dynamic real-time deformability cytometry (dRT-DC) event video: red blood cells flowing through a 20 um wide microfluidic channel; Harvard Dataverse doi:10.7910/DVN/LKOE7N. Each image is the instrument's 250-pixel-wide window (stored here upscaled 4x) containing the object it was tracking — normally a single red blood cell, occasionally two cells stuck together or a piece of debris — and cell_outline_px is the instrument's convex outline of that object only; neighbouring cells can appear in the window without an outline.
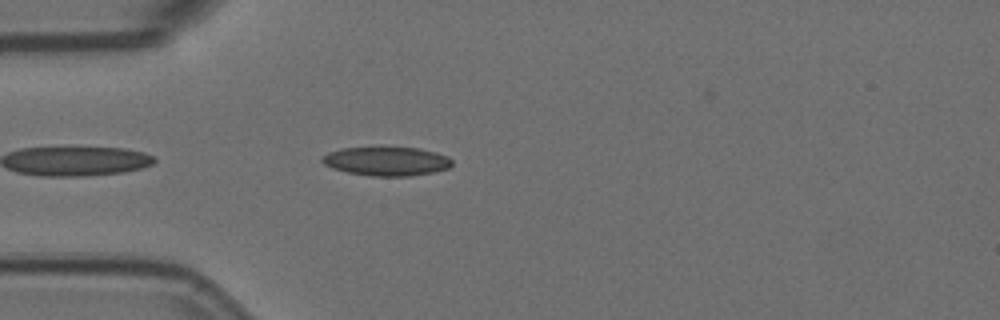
{"species": "Egyptian fruit bat (a non-hibernating species)", "species_latin": "Rousettus aegyptiacus", "temperature_condition": "room temperature", "stored_images_in_passage": 7, "camera_frame_rate_fps": 3000, "um_per_image_px": 0.085, "animal": {"sex": "female"}, "frame": {"image": 1, "passage_image": 3, "time_ms": 0.667, "image_size_px": [1000, 320], "cell_outline_px": [[452, 164], [448, 168], [432, 172], [408, 176], [372, 176], [348, 172], [332, 168], [324, 164], [320, 160], [320, 156], [328, 152], [340, 148], [380, 144], [420, 148], [436, 152], [448, 156], [452, 160]], "centroid_in_image_um": [32.8, 13.64], "position_along_channel_um": 52.2, "area_um2": 22.95}}